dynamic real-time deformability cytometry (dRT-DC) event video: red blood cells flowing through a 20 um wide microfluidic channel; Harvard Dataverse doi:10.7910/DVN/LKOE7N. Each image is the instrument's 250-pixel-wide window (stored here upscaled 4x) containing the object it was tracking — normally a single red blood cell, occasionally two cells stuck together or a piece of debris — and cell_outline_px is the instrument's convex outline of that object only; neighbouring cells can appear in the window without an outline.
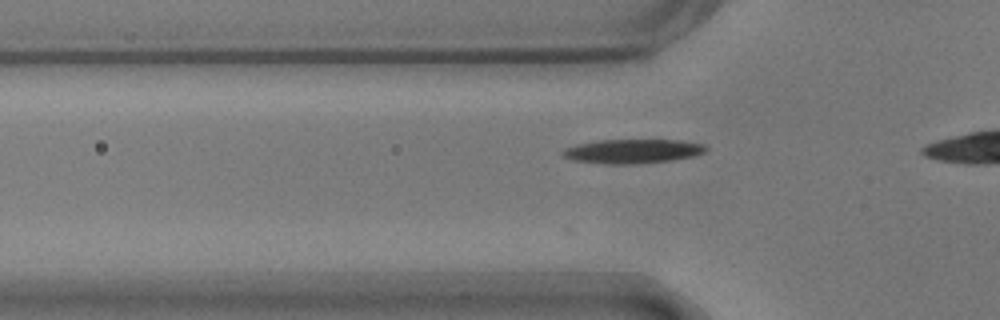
{"species": "common noctule bat (a hibernating species)", "species_latin": "Nyctalus noctula", "temperature_condition": "warm", "stored_images_in_passage": 36, "camera_frame_rate_fps": 3000, "um_per_image_px": 0.085, "animal": {"sex": "male", "body_mass_g": 17.9}, "frame": {"image": 1, "passage_image": 9, "time_ms": 2.667, "image_size_px": [1000, 320], "cell_outline_px": [[708, 148], [704, 152], [692, 156], [668, 160], [628, 164], [604, 164], [572, 160], [560, 156], [560, 152], [564, 148], [576, 144], [600, 140], [680, 140], [704, 144]], "centroid_in_image_um": [53.68, 12.85], "position_along_channel_um": 72.1, "area_um2": 20.11}}
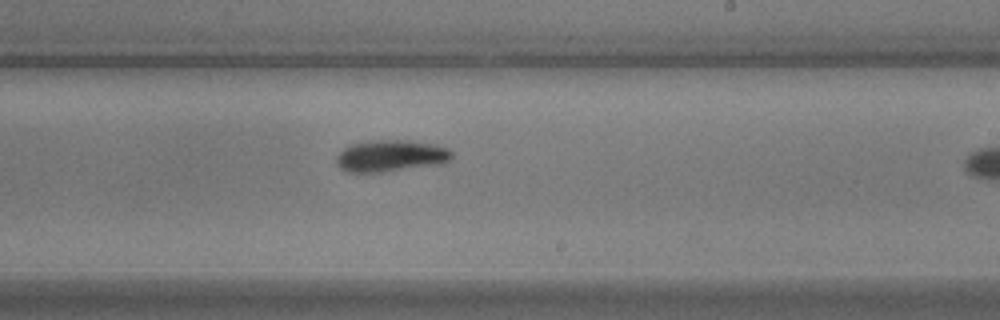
{"frame": {"image": 2, "passage_image": 24, "time_ms": 7.667, "image_size_px": [1000, 320], "cell_outline_px": [[452, 160], [444, 164], [384, 172], [348, 172], [340, 168], [336, 164], [336, 156], [344, 148], [352, 144], [376, 140], [412, 140], [436, 144], [448, 148], [452, 152]], "centroid_in_image_um": [33.27, 13.25], "position_along_channel_um": 255.7, "area_um2": 21.68}}
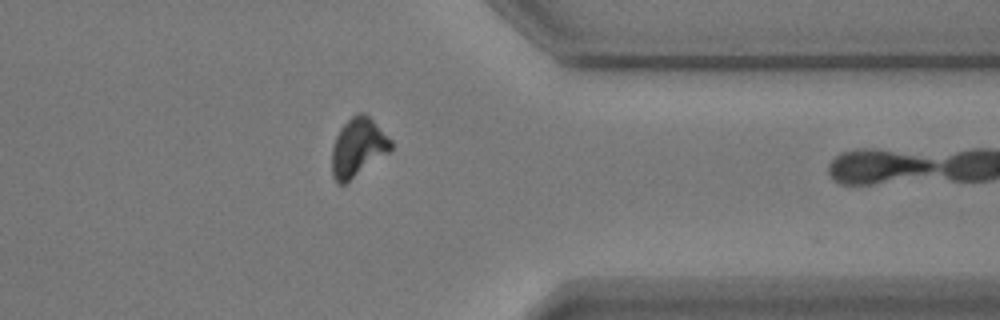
{"frame": {"image": 3, "passage_image": 35, "time_ms": 11.333, "image_size_px": [1000, 320], "cell_outline_px": [[392, 148], [388, 152], [344, 184], [336, 184], [332, 176], [332, 148], [336, 136], [340, 128], [356, 112], [364, 112], [392, 140]], "centroid_in_image_um": [30.4, 12.52], "position_along_channel_um": 381.0, "area_um2": 19.83}}